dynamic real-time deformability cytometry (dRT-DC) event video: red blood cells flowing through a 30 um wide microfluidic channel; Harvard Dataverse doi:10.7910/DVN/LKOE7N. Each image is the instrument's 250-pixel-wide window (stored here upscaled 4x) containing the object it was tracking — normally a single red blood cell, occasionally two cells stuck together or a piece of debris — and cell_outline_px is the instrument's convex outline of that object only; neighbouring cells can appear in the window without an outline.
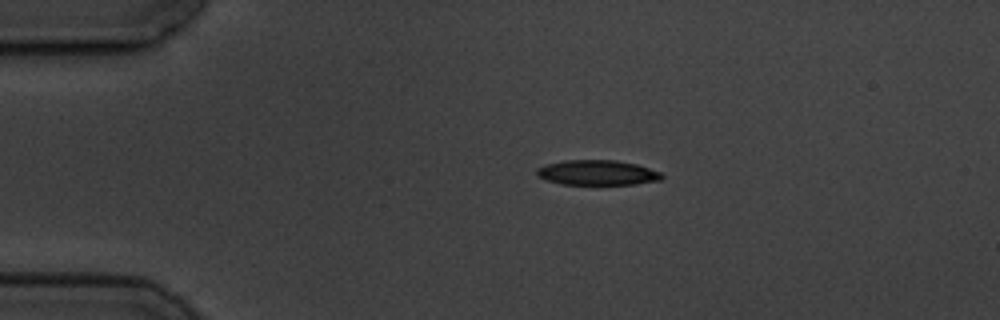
{"species": "common noctule bat (a hibernating species)", "species_latin": "Nyctalus noctula", "temperature_condition": "cold", "stored_images_in_passage": 4, "camera_frame_rate_fps": 3000, "um_per_image_px": 0.085, "animal": {"sex": "male", "body_mass_g": 19.5, "forearm_length_mm": 54.6}, "frame": {"image": 1, "passage_image": 2, "time_ms": 1.333, "image_size_px": [1000, 320], "cell_outline_px": [[664, 176], [660, 180], [636, 184], [560, 184], [544, 180], [536, 176], [536, 168], [548, 164], [564, 160], [616, 160], [636, 164], [660, 172]], "centroid_in_image_um": [50.73, 14.68], "position_along_channel_um": 34.3, "area_um2": 18.26}}
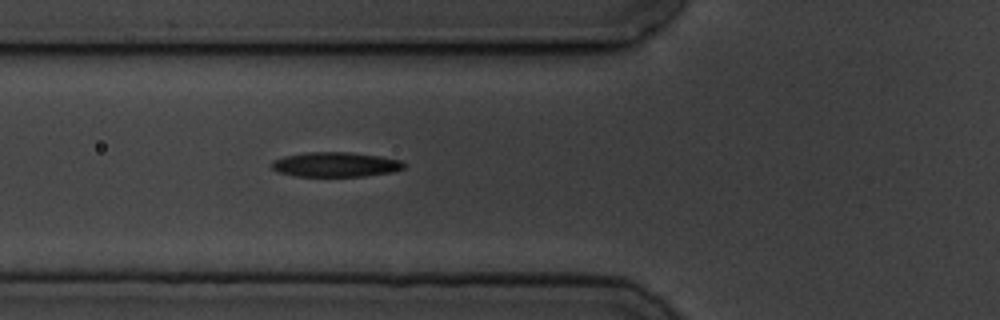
{"frame": {"image": 2, "passage_image": 4, "time_ms": 4.333, "image_size_px": [1000, 320], "cell_outline_px": [[404, 168], [392, 172], [364, 176], [296, 176], [276, 172], [272, 168], [272, 160], [284, 156], [308, 152], [348, 152], [380, 156], [400, 160], [404, 164]], "centroid_in_image_um": [28.49, 13.98], "position_along_channel_um": 97.3, "area_um2": 19.02}}